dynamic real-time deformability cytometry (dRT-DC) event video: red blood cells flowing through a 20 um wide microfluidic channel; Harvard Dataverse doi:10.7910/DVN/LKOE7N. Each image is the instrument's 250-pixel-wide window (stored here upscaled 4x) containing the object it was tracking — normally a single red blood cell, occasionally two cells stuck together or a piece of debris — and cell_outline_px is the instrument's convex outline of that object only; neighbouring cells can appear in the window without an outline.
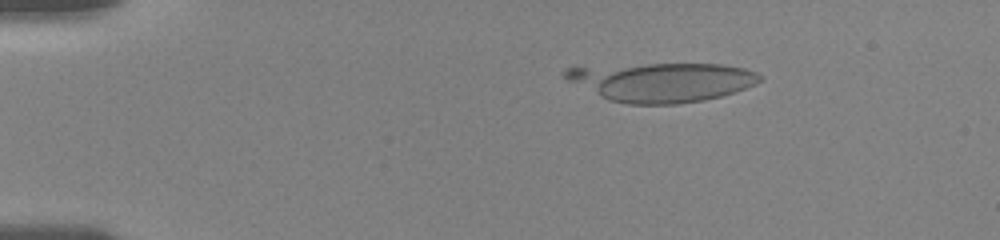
{"species": "human", "species_latin": "Homo sapiens", "temperature_condition": "room temperature", "stored_images_in_passage": 10, "camera_frame_rate_fps": 3000, "um_per_image_px": 0.085, "donor": {"sex": "female"}, "frame": {"image": 1, "passage_image": 2, "time_ms": 0.667, "image_size_px": [1000, 240], "cell_outline_px": [[764, 80], [756, 84], [736, 92], [704, 100], [676, 104], [628, 104], [608, 100], [568, 80], [564, 76], [564, 68], [648, 64], [724, 64], [744, 68], [756, 72], [764, 76]], "centroid_in_image_um": [56.34, 6.97], "position_along_channel_um": 28.7, "area_um2": 44.27}}
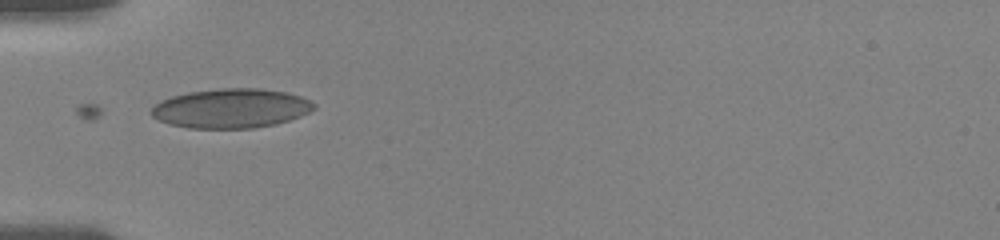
{"frame": {"image": 2, "passage_image": 7, "time_ms": 3.667, "image_size_px": [1000, 240], "cell_outline_px": [[316, 108], [300, 116], [276, 124], [252, 128], [188, 128], [168, 124], [152, 116], [148, 112], [160, 100], [172, 96], [188, 92], [220, 88], [260, 88], [288, 92], [312, 100], [316, 104]], "centroid_in_image_um": [19.64, 9.2], "position_along_channel_um": 65.4, "area_um2": 37.57}}
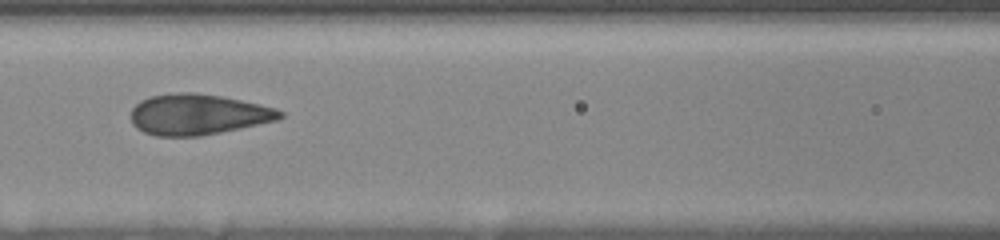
{"frame": {"image": 3, "passage_image": 9, "time_ms": 6.0, "image_size_px": [1000, 240], "cell_outline_px": [[284, 116], [276, 120], [240, 128], [200, 136], [156, 136], [144, 132], [136, 128], [132, 124], [132, 108], [140, 100], [152, 96], [176, 92], [196, 92], [220, 96], [240, 100], [276, 108], [284, 112]], "centroid_in_image_um": [16.81, 9.72], "position_along_channel_um": 149.8, "area_um2": 35.26}}